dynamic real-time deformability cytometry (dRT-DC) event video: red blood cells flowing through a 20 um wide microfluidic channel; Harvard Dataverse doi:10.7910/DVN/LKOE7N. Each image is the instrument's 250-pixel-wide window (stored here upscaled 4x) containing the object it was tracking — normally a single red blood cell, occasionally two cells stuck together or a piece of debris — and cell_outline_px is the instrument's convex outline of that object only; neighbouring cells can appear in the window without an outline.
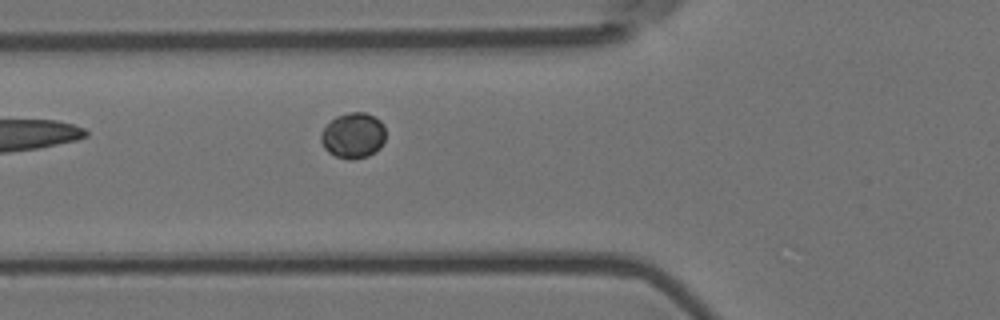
{"species": "Egyptian fruit bat (a non-hibernating species)", "species_latin": "Rousettus aegyptiacus", "temperature_condition": "room temperature", "stored_images_in_passage": 4, "camera_frame_rate_fps": 3000, "um_per_image_px": 0.085, "animal": {"sex": "female"}, "frame": {"image": 1, "passage_image": 4, "time_ms": 1.0, "image_size_px": [1000, 320], "cell_outline_px": [[384, 140], [380, 148], [376, 152], [368, 156], [352, 160], [348, 160], [336, 156], [328, 152], [324, 148], [320, 140], [320, 132], [336, 116], [348, 112], [364, 112], [376, 116], [384, 124]], "centroid_in_image_um": [30.02, 11.52], "position_along_channel_um": 95.8, "area_um2": 17.4}}